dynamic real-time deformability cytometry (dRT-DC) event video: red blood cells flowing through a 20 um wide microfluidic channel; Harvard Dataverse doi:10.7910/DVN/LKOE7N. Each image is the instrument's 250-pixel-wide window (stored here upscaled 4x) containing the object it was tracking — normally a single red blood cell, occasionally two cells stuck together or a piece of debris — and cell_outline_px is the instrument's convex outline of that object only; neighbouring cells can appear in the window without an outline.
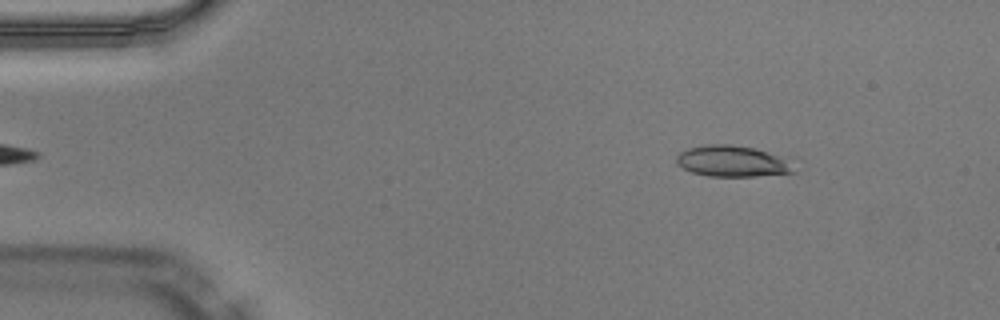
{"species": "Egyptian fruit bat (a non-hibernating species)", "species_latin": "Rousettus aegyptiacus", "temperature_condition": "warm", "stored_images_in_passage": 44, "camera_frame_rate_fps": 3000, "um_per_image_px": 0.085, "animal": {"sex": "male"}, "frame": {"image": 1, "passage_image": 2, "time_ms": 0.333, "image_size_px": [1000, 320], "cell_outline_px": [[796, 172], [756, 176], [708, 176], [692, 172], [676, 164], [676, 156], [680, 152], [688, 148], [704, 144], [732, 144], [756, 148], [788, 156]], "centroid_in_image_um": [62.31, 13.68], "position_along_channel_um": 22.7, "area_um2": 21.79}}
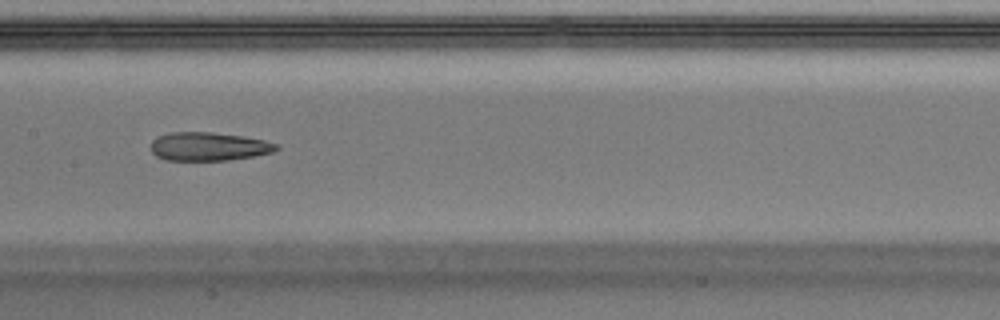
{"frame": {"image": 2, "passage_image": 20, "time_ms": 6.333, "image_size_px": [1000, 320], "cell_outline_px": [[280, 148], [272, 152], [252, 156], [228, 160], [168, 160], [156, 156], [152, 152], [152, 140], [156, 136], [168, 132], [212, 132], [240, 136], [264, 140], [276, 144]], "centroid_in_image_um": [17.7, 12.44], "position_along_channel_um": 189.7, "area_um2": 20.69}}
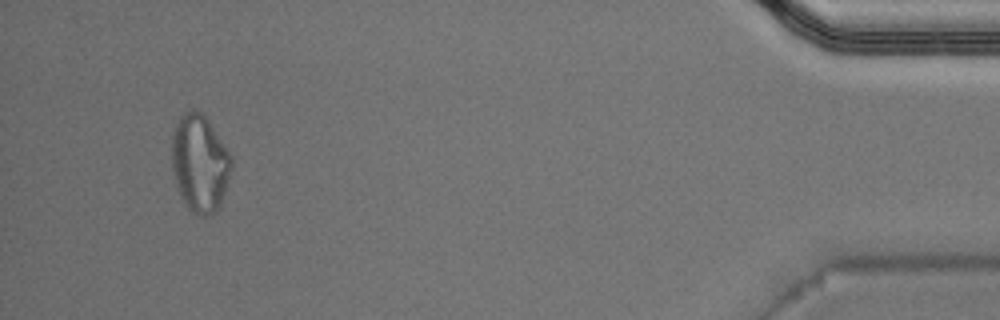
{"frame": {"image": 3, "passage_image": 42, "time_ms": 13.667, "image_size_px": [1000, 320], "cell_outline_px": [[232, 168], [220, 208], [216, 212], [208, 216], [200, 216], [192, 212], [184, 204], [172, 168], [172, 132], [176, 120], [184, 112], [192, 108], [196, 108], [208, 120], [232, 156]], "centroid_in_image_um": [16.99, 13.87], "position_along_channel_um": 418.2, "area_um2": 34.1}, "authors_computed_cell_mechanics": {"area_um2": 21.8773, "velocity_mm_per_s": 4.0747, "shape_relaxation_time_tau1_ms": null, "shape_relaxation_time_tau2_ms": 4.6132, "deformation_change_tau1": null, "deformation_change_tau2": 0.1474}}